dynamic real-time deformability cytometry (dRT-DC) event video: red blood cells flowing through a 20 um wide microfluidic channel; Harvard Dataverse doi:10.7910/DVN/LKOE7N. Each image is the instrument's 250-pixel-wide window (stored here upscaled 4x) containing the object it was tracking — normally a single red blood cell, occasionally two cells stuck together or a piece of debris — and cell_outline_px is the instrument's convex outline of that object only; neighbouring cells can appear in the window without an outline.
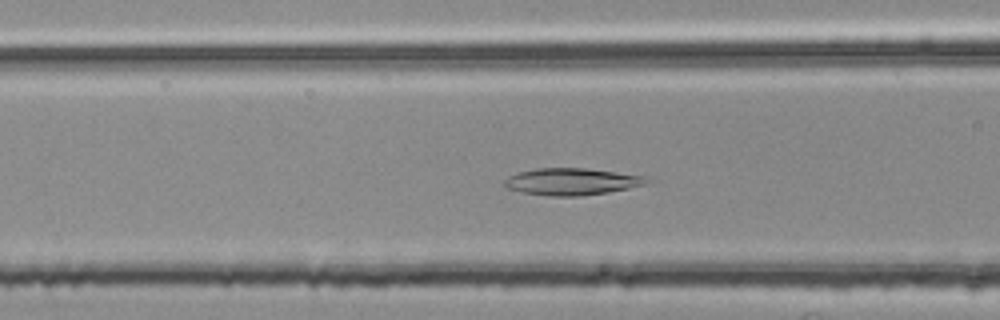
{"species": "common noctule bat (a hibernating species)", "species_latin": "Nyctalus noctula", "temperature_condition": "room temperature", "stored_images_in_passage": 39, "camera_frame_rate_fps": 3000, "um_per_image_px": 0.085, "animal": {"sex": "female", "body_mass_g": 25.1}, "frame": {"image": 1, "passage_image": 8, "time_ms": 2.333, "image_size_px": [1000, 320], "cell_outline_px": [[652, 180], [644, 184], [628, 188], [608, 192], [580, 196], [552, 196], [520, 192], [508, 188], [504, 184], [504, 180], [508, 176], [516, 172], [536, 168], [588, 168], [648, 176]], "centroid_in_image_um": [48.6, 15.42], "position_along_channel_um": 118.0, "area_um2": 22.48}}
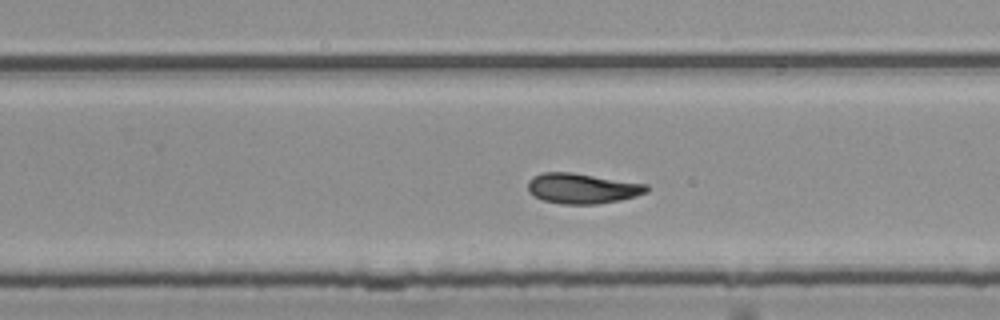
{"frame": {"image": 2, "passage_image": 21, "time_ms": 6.667, "image_size_px": [1000, 320], "cell_outline_px": [[648, 192], [636, 196], [620, 200], [596, 204], [560, 204], [544, 200], [532, 196], [528, 192], [528, 180], [532, 176], [544, 172], [572, 172], [648, 184]], "centroid_in_image_um": [49.47, 16.01], "position_along_channel_um": 280.3, "area_um2": 21.15}}
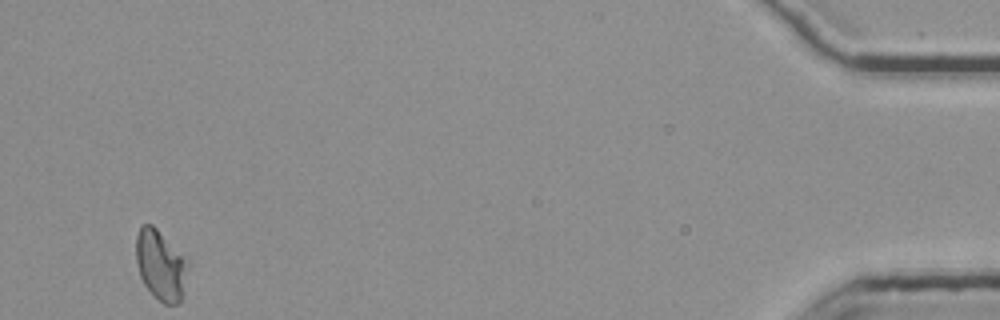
{"frame": {"image": 3, "passage_image": 39, "time_ms": 12.667, "image_size_px": [1000, 320], "cell_outline_px": [[188, 264], [180, 304], [164, 304], [144, 284], [140, 276], [136, 264], [136, 236], [140, 224], [152, 224], [188, 260]], "centroid_in_image_um": [13.63, 22.51], "position_along_channel_um": 421.6, "area_um2": 20.92}, "authors_computed_cell_mechanics": {"area_um2": 20.9236, "velocity_mm_per_s": 3.7514, "shape_relaxation_time_tau1_ms": 8.8925, "shape_relaxation_time_tau2_ms": 3.5627, "deformation_change_tau1": 0.2207, "deformation_change_tau2": 0.0914}}